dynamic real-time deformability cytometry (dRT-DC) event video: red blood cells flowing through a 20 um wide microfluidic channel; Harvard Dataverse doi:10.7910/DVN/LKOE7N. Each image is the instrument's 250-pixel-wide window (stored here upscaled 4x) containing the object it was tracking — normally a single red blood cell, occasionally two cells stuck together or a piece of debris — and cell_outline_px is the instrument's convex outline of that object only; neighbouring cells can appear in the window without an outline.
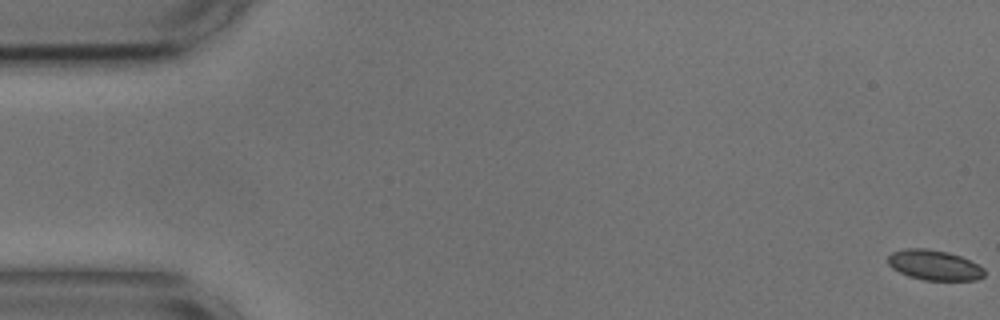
{"species": "common noctule bat (a hibernating species)", "species_latin": "Nyctalus noctula", "temperature_condition": "cold", "stored_images_in_passage": 55, "camera_frame_rate_fps": 3000, "um_per_image_px": 0.085, "animal": {"sex": "male", "body_mass_g": 17.9, "forearm_length_mm": 54.2}, "frame": {"image": 1, "passage_image": 1, "time_ms": 0.0, "image_size_px": [1000, 320], "cell_outline_px": [[984, 276], [976, 280], [924, 280], [908, 276], [892, 268], [888, 264], [888, 256], [892, 252], [904, 248], [928, 248], [948, 252], [960, 256], [984, 268]], "centroid_in_image_um": [79.39, 22.53], "position_along_channel_um": 5.6, "area_um2": 16.94}}
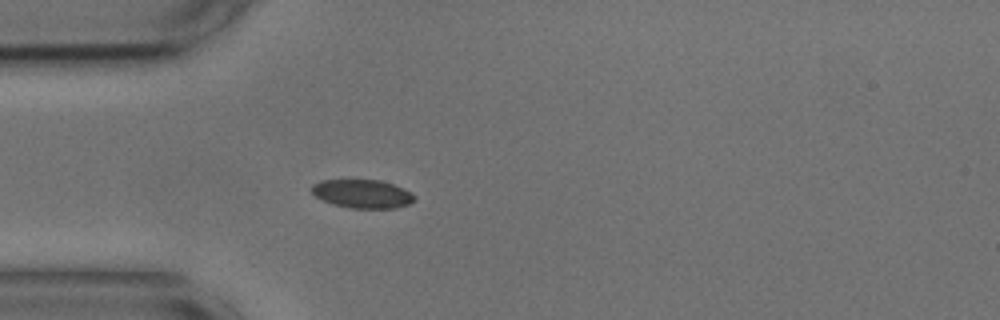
{"frame": {"image": 2, "passage_image": 16, "time_ms": 5.0, "image_size_px": [1000, 320], "cell_outline_px": [[416, 200], [408, 204], [396, 208], [348, 208], [332, 204], [316, 196], [312, 192], [312, 184], [320, 180], [380, 180], [392, 184], [412, 192], [416, 196]], "centroid_in_image_um": [30.82, 16.48], "position_along_channel_um": 54.2, "area_um2": 17.11}}
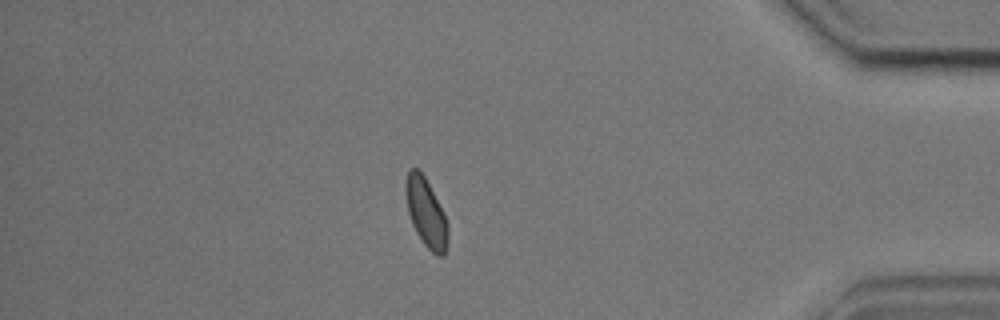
{"frame": {"image": 3, "passage_image": 48, "time_ms": 15.667, "image_size_px": [1000, 320], "cell_outline_px": [[448, 244], [444, 256], [440, 256], [432, 252], [424, 244], [416, 232], [412, 224], [408, 212], [404, 192], [404, 184], [408, 172], [412, 168], [416, 168], [424, 176], [444, 212], [448, 224]], "centroid_in_image_um": [36.21, 18.1], "position_along_channel_um": 399.0, "area_um2": 16.94}}